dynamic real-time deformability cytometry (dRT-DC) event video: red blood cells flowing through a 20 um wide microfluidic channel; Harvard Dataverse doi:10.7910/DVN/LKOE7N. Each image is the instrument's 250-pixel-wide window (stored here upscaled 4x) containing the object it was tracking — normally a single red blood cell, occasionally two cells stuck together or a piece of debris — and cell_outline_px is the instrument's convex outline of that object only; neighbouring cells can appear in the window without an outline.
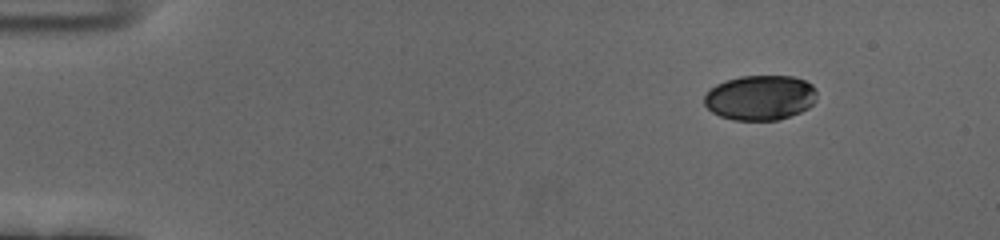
{"species": "human", "species_latin": "Homo sapiens", "temperature_condition": "cold", "stored_images_in_passage": 50, "camera_frame_rate_fps": 3000, "um_per_image_px": 0.085, "donor": {"sex": "female"}, "frame": {"image": 1, "passage_image": 1, "time_ms": 0.0, "image_size_px": [1000, 240], "cell_outline_px": [[816, 100], [808, 108], [800, 112], [776, 120], [732, 120], [720, 116], [712, 112], [704, 104], [704, 96], [716, 84], [740, 76], [792, 76], [804, 80], [812, 84], [816, 88]], "centroid_in_image_um": [64.63, 8.3], "position_along_channel_um": 20.4, "area_um2": 29.48}}
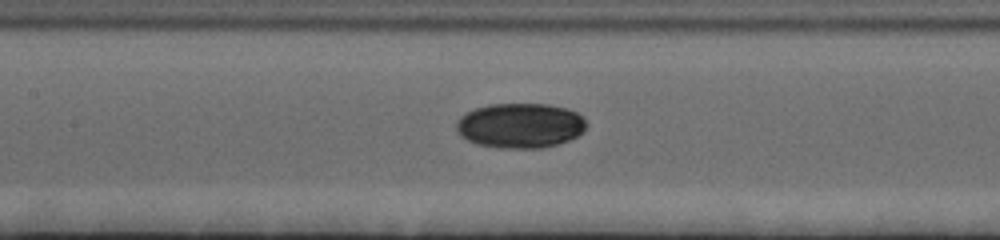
{"frame": {"image": 2, "passage_image": 21, "time_ms": 6.667, "image_size_px": [1000, 240], "cell_outline_px": [[588, 124], [584, 132], [568, 140], [544, 148], [504, 148], [480, 144], [468, 140], [460, 136], [456, 128], [456, 120], [460, 116], [476, 108], [488, 104], [548, 104], [568, 108], [576, 112]], "centroid_in_image_um": [44.23, 10.66], "position_along_channel_um": 163.2, "area_um2": 34.04}}
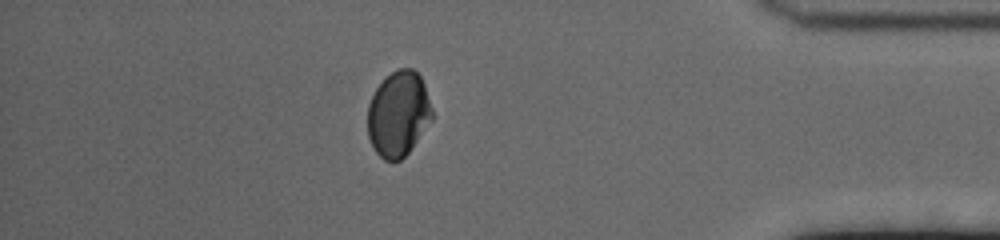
{"frame": {"image": 3, "passage_image": 43, "time_ms": 14.0, "image_size_px": [1000, 240], "cell_outline_px": [[432, 120], [408, 152], [400, 160], [384, 160], [376, 152], [368, 136], [368, 104], [376, 88], [396, 68], [412, 68], [420, 76], [424, 84], [432, 108]], "centroid_in_image_um": [33.86, 9.67], "position_along_channel_um": 401.3, "area_um2": 31.73}, "authors_computed_cell_mechanics": {"area_um2": 32.4258, "velocity_mm_per_s": 3.6898, "shape_relaxation_time_tau1_ms": 4.43, "shape_relaxation_time_tau2_ms": 7.3417, "deformation_change_tau1": 0.1128, "deformation_change_tau2": 0.0274}}